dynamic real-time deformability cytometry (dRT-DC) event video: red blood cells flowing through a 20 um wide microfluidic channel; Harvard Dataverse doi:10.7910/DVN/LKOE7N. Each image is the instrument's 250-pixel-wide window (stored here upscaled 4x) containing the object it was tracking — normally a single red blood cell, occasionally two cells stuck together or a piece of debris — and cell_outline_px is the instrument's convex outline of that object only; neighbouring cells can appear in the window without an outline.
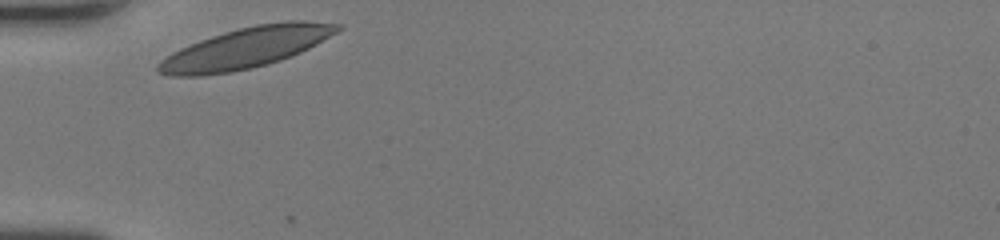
{"species": "human", "species_latin": "Homo sapiens", "temperature_condition": "room temperature", "stored_images_in_passage": 26, "camera_frame_rate_fps": 3000, "um_per_image_px": 0.085, "donor": {"sex": "female"}, "frame": {"image": 1, "passage_image": 1, "time_ms": 0.0, "image_size_px": [1000, 240], "cell_outline_px": [[344, 28], [316, 44], [300, 52], [280, 60], [232, 72], [200, 76], [168, 76], [156, 72], [156, 64], [160, 60], [172, 52], [180, 48], [200, 40], [224, 32], [256, 24], [284, 20], [304, 20], [344, 24]], "centroid_in_image_um": [20.89, 4.06], "position_along_channel_um": 64.1, "area_um2": 42.6}}
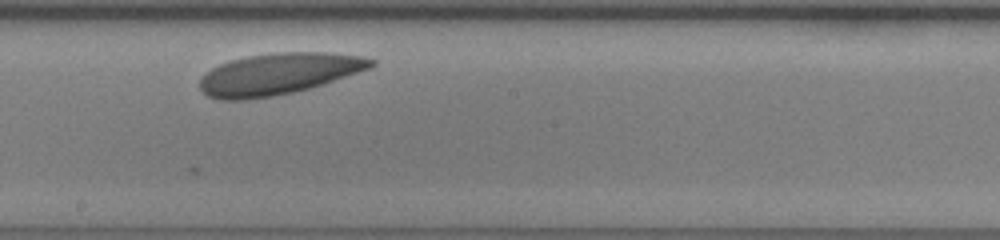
{"frame": {"image": 2, "passage_image": 14, "time_ms": 4.333, "image_size_px": [1000, 240], "cell_outline_px": [[376, 64], [368, 68], [324, 84], [292, 92], [272, 96], [244, 100], [220, 100], [208, 96], [200, 88], [200, 80], [204, 72], [220, 64], [232, 60], [248, 56], [276, 52], [332, 52], [364, 56], [376, 60]], "centroid_in_image_um": [23.67, 6.27], "position_along_channel_um": 224.5, "area_um2": 41.27}}
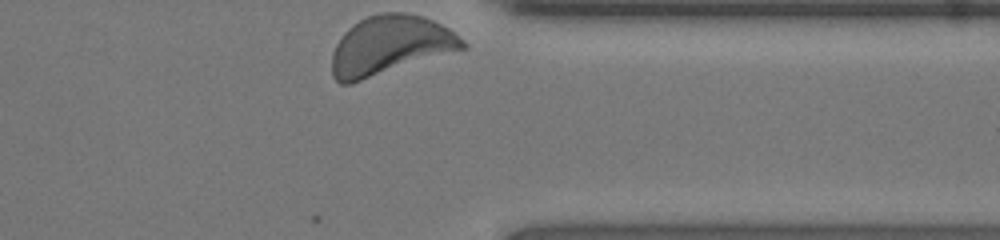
{"frame": {"image": 3, "passage_image": 26, "time_ms": 8.333, "image_size_px": [1000, 240], "cell_outline_px": [[468, 48], [352, 84], [340, 84], [332, 76], [332, 52], [336, 44], [344, 32], [348, 28], [360, 20], [368, 16], [380, 12], [404, 12], [424, 16], [448, 28], [464, 40], [468, 44]], "centroid_in_image_um": [33.16, 3.87], "position_along_channel_um": 378.2, "area_um2": 45.37}, "authors_computed_cell_mechanics": {"area_um2": 40.4311, "velocity_mm_per_s": 3.8645, "shape_relaxation_time_tau1_ms": 0.7038, "shape_relaxation_time_tau2_ms": null, "deformation_change_tau1": 0.0517, "deformation_change_tau2": null}}